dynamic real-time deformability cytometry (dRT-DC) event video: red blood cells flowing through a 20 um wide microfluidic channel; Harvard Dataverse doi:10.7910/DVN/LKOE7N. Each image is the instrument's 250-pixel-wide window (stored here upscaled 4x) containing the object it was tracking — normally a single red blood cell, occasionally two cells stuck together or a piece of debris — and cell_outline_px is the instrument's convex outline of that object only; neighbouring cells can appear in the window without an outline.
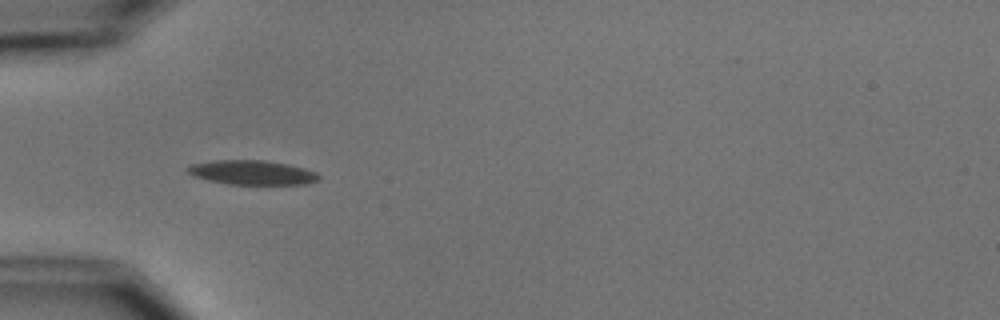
{"species": "common noctule bat (a hibernating species)", "species_latin": "Nyctalus noctula", "temperature_condition": "cold", "stored_images_in_passage": 10, "camera_frame_rate_fps": 3000, "um_per_image_px": 0.085, "animal": {"sex": "male", "body_mass_g": 15.6}, "frame": {"image": 1, "passage_image": 4, "time_ms": 4.333, "image_size_px": [1000, 320], "cell_outline_px": [[320, 180], [304, 184], [228, 184], [208, 180], [192, 176], [184, 168], [188, 164], [212, 160], [264, 160], [288, 164], [304, 168], [316, 172], [320, 176]], "centroid_in_image_um": [21.38, 14.65], "position_along_channel_um": 63.6, "area_um2": 18.84}}
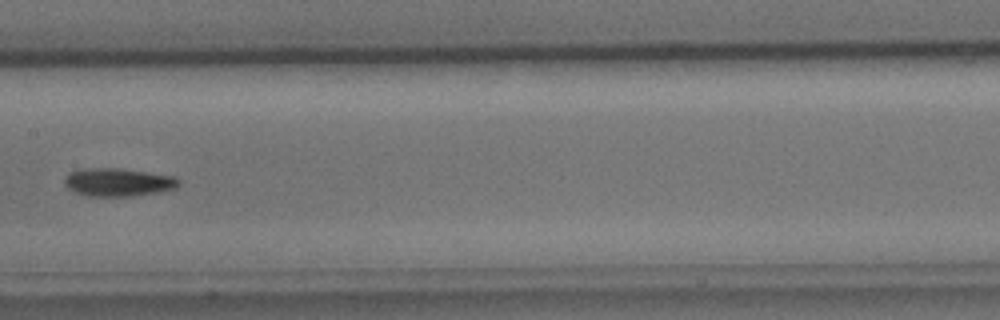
{"frame": {"image": 2, "passage_image": 7, "time_ms": 8.0, "image_size_px": [1000, 320], "cell_outline_px": [[180, 184], [176, 188], [156, 192], [124, 196], [88, 196], [76, 192], [68, 188], [64, 184], [64, 176], [68, 172], [80, 168], [120, 168], [176, 176], [180, 180]], "centroid_in_image_um": [10.01, 15.46], "position_along_channel_um": 197.4, "area_um2": 18.79}}
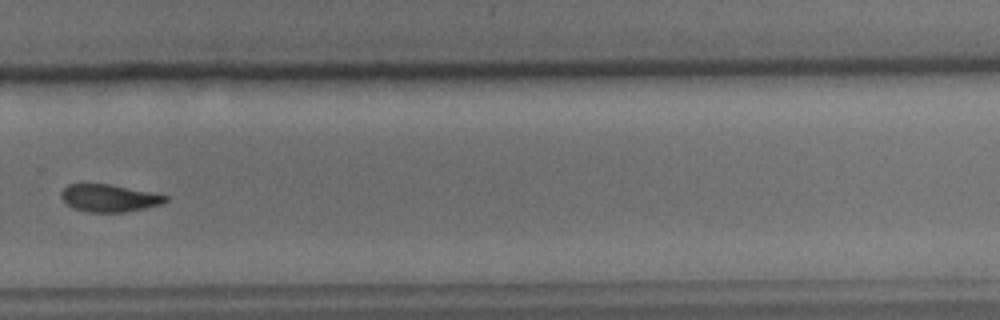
{"frame": {"image": 3, "passage_image": 10, "time_ms": 11.333, "image_size_px": [1000, 320], "cell_outline_px": [[168, 200], [164, 204], [124, 212], [88, 212], [72, 208], [60, 196], [60, 192], [68, 184], [108, 184], [168, 196]], "centroid_in_image_um": [9.26, 16.84], "position_along_channel_um": 320.5, "area_um2": 16.47}}